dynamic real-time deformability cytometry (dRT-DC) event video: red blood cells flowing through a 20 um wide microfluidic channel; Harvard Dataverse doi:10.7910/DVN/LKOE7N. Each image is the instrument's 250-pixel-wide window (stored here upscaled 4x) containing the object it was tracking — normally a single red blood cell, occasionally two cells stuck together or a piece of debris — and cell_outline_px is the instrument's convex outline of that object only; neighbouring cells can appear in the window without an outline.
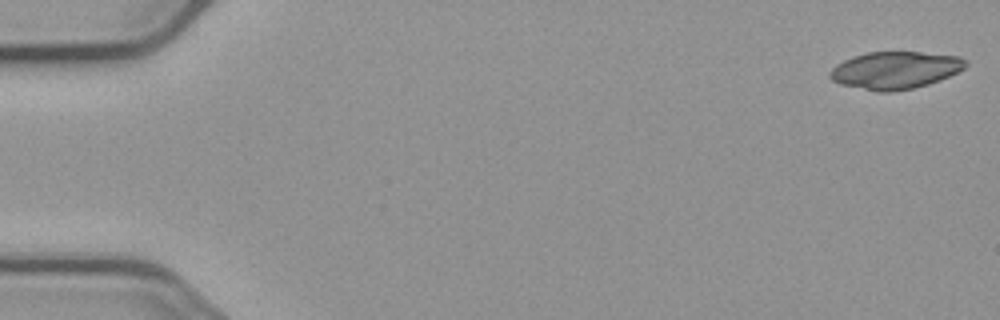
{"species": "common noctule bat (a hibernating species)", "species_latin": "Nyctalus noctula", "temperature_condition": "cold", "stored_images_in_passage": 7, "camera_frame_rate_fps": 3000, "um_per_image_px": 0.085, "animal": {"sex": "male", "body_mass_g": 23.1, "forearm_length_mm": 52.7}, "frame": {"image": 1, "passage_image": 1, "time_ms": 0.0, "image_size_px": [1000, 320], "cell_outline_px": [[968, 64], [964, 68], [940, 80], [928, 84], [912, 88], [892, 92], [876, 92], [840, 84], [832, 80], [828, 76], [828, 72], [836, 64], [852, 56], [868, 52], [920, 52], [960, 56], [968, 60]], "centroid_in_image_um": [76.07, 5.97], "position_along_channel_um": 8.9, "area_um2": 29.71}}